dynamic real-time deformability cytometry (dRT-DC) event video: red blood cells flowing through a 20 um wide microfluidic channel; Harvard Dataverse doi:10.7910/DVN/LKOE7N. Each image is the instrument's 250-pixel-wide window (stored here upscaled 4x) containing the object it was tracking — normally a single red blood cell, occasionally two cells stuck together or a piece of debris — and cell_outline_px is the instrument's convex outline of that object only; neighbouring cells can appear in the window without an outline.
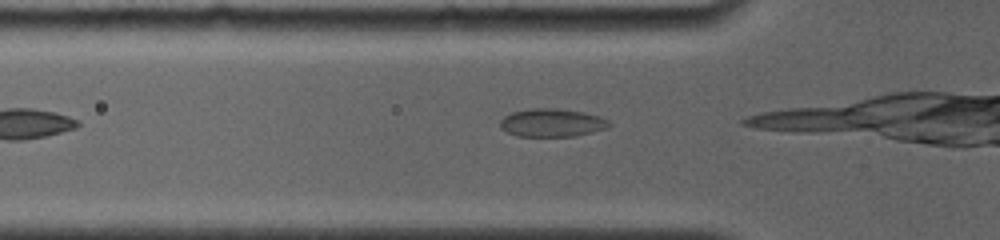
{"species": "common noctule bat (a hibernating species)", "species_latin": "Nyctalus noctula", "temperature_condition": "room temperature", "stored_images_in_passage": 7, "camera_frame_rate_fps": 4000, "um_per_image_px": 0.085, "animal": {"sex": "female", "body_mass_g": 19.0, "forearm_length_mm": 56.7}, "frame": {"image": 1, "passage_image": 3, "time_ms": 0.5, "image_size_px": [1000, 240], "cell_outline_px": [[612, 124], [608, 128], [576, 136], [516, 136], [500, 128], [500, 120], [504, 116], [512, 112], [532, 108], [556, 108], [584, 112], [600, 116], [608, 120]], "centroid_in_image_um": [46.93, 10.43], "position_along_channel_um": 78.9, "area_um2": 17.98}}